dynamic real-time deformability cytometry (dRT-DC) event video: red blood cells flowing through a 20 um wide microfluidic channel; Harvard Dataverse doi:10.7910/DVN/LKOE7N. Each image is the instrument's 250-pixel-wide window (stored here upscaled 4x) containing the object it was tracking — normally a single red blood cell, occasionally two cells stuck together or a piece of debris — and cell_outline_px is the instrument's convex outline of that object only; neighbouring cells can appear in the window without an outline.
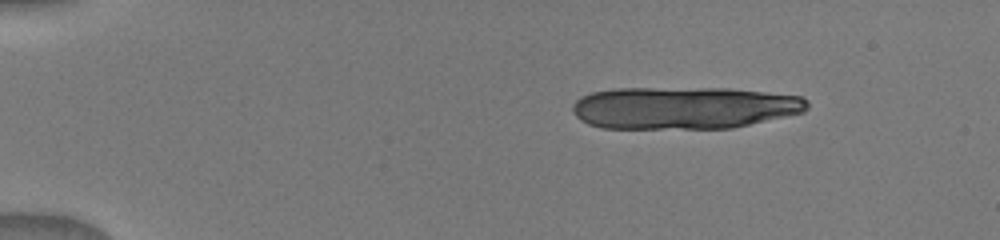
{"species": "human", "species_latin": "Homo sapiens", "temperature_condition": "warm", "stored_images_in_passage": 12, "camera_frame_rate_fps": 3000, "um_per_image_px": 0.085, "donor": {"sex": "male"}, "frame": {"image": 1, "passage_image": 1, "time_ms": 0.0, "image_size_px": [1000, 240], "cell_outline_px": [[808, 108], [804, 112], [732, 128], [600, 128], [588, 124], [580, 120], [572, 112], [572, 104], [580, 96], [592, 92], [616, 88], [728, 88], [800, 96], [808, 100]], "centroid_in_image_um": [58.09, 9.16], "position_along_channel_um": 26.9, "area_um2": 58.09}}